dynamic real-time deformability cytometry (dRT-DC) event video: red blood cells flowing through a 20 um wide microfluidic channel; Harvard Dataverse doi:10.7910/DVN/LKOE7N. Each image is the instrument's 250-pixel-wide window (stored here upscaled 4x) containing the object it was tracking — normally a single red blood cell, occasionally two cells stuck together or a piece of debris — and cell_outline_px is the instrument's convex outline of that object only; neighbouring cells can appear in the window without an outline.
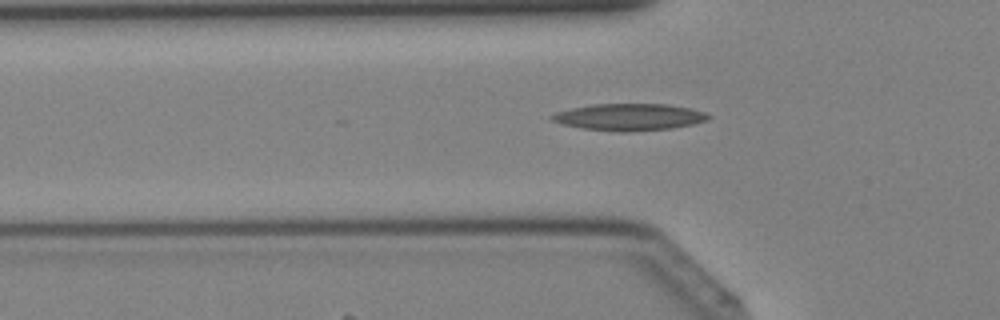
{"species": "Egyptian fruit bat (a non-hibernating species)", "species_latin": "Rousettus aegyptiacus", "temperature_condition": "cold", "stored_images_in_passage": 10, "camera_frame_rate_fps": 3000, "um_per_image_px": 0.085, "animal": {"sex": "female"}, "frame": {"image": 1, "passage_image": 3, "time_ms": 0.667, "image_size_px": [1000, 320], "cell_outline_px": [[712, 116], [708, 120], [692, 124], [672, 128], [632, 132], [616, 132], [580, 128], [564, 124], [552, 120], [548, 116], [556, 112], [572, 108], [592, 104], [668, 104], [692, 108], [704, 112]], "centroid_in_image_um": [53.5, 9.95], "position_along_channel_um": 72.3, "area_um2": 24.68}}
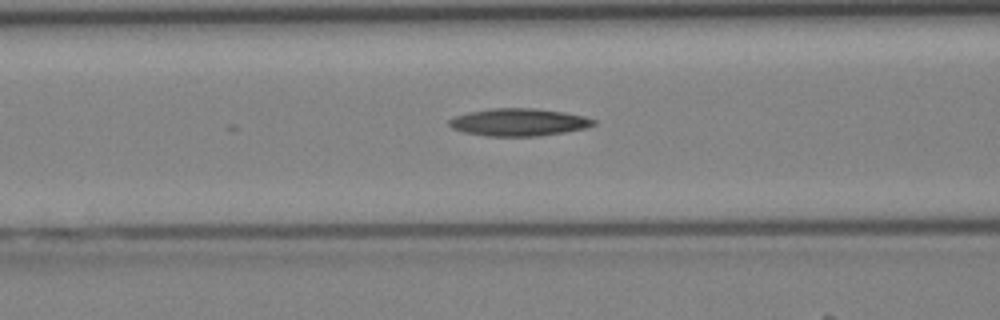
{"frame": {"image": 2, "passage_image": 6, "time_ms": 1.667, "image_size_px": [1000, 320], "cell_outline_px": [[596, 124], [588, 128], [564, 132], [536, 136], [488, 136], [464, 132], [452, 128], [448, 124], [448, 120], [456, 116], [468, 112], [492, 108], [536, 108], [564, 112], [584, 116], [596, 120]], "centroid_in_image_um": [44.11, 10.38], "position_along_channel_um": 122.5, "area_um2": 23.18}}
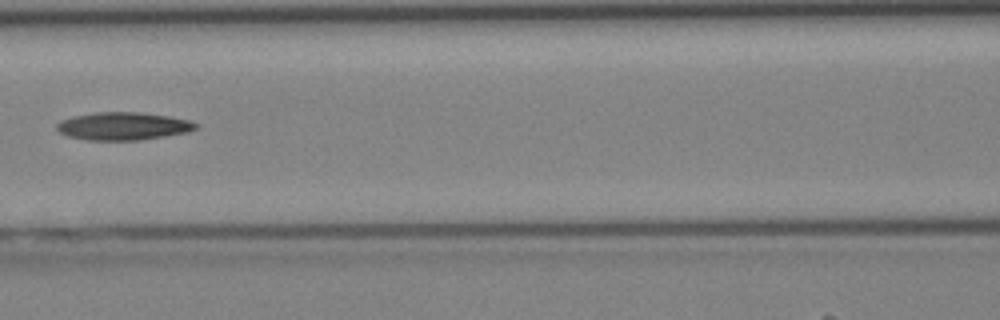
{"frame": {"image": 3, "passage_image": 8, "time_ms": 2.333, "image_size_px": [1000, 320], "cell_outline_px": [[200, 128], [184, 132], [136, 140], [88, 140], [68, 136], [60, 132], [56, 128], [56, 124], [60, 120], [76, 116], [96, 112], [140, 112], [168, 116], [188, 120], [200, 124]], "centroid_in_image_um": [10.46, 10.71], "position_along_channel_um": 156.1, "area_um2": 22.25}}